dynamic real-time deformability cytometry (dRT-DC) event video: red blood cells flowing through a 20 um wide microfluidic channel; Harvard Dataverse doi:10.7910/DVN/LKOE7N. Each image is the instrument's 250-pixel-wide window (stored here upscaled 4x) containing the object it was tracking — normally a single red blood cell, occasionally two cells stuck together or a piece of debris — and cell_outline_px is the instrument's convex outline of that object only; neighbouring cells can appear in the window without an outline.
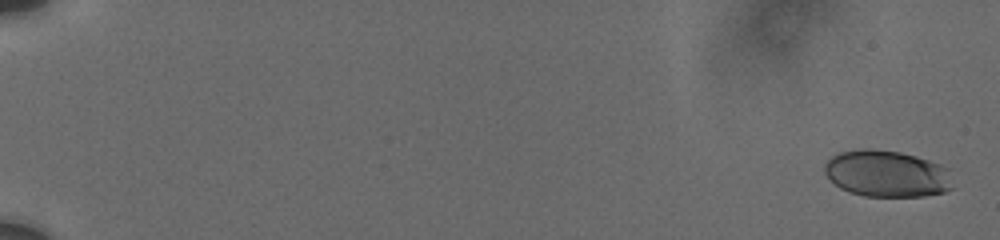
{"species": "human", "species_latin": "Homo sapiens", "temperature_condition": "cold", "stored_images_in_passage": 37, "camera_frame_rate_fps": 3000, "um_per_image_px": 0.085, "donor": {"sex": "male"}, "frame": {"image": 1, "passage_image": 1, "time_ms": 0.0, "image_size_px": [1000, 240], "cell_outline_px": [[952, 188], [944, 192], [924, 196], [864, 196], [848, 192], [840, 188], [824, 172], [824, 164], [832, 156], [840, 152], [864, 148], [868, 148], [900, 152], [916, 156], [940, 164], [948, 168]], "centroid_in_image_um": [75.37, 14.76], "position_along_channel_um": 9.6, "area_um2": 34.8}}
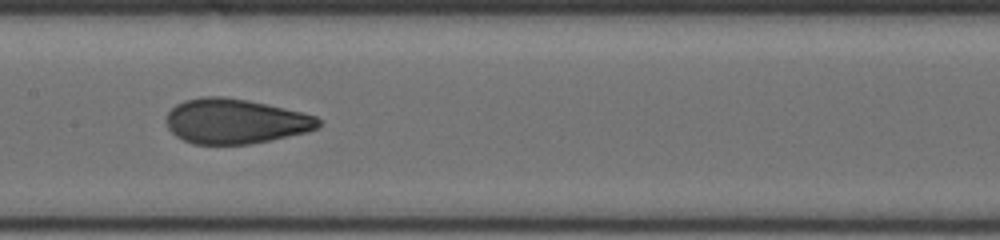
{"frame": {"image": 2, "passage_image": 20, "time_ms": 10.333, "image_size_px": [1000, 240], "cell_outline_px": [[320, 124], [316, 128], [308, 132], [272, 140], [248, 144], [192, 144], [176, 136], [168, 128], [168, 112], [176, 104], [184, 100], [204, 96], [220, 96], [248, 100], [284, 108], [316, 116], [320, 120]], "centroid_in_image_um": [20.0, 10.31], "position_along_channel_um": 187.4, "area_um2": 39.65}}
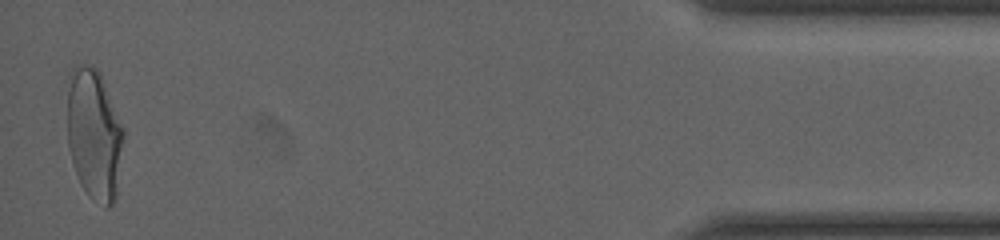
{"frame": {"image": 3, "passage_image": 37, "time_ms": 18.667, "image_size_px": [1000, 240], "cell_outline_px": [[124, 136], [116, 200], [108, 208], [104, 208], [92, 200], [88, 196], [80, 184], [72, 164], [68, 148], [68, 72], [76, 64], [92, 64], [100, 72], [124, 128]], "centroid_in_image_um": [8.0, 11.44], "position_along_channel_um": 427.2, "area_um2": 43.87}, "authors_computed_cell_mechanics": {"area_um2": 39.5352, "velocity_mm_per_s": 3.7415, "shape_relaxation_time_tau1_ms": 9.2677, "shape_relaxation_time_tau2_ms": 0.8911, "deformation_change_tau1": 0.2346, "deformation_change_tau2": 0.063}}